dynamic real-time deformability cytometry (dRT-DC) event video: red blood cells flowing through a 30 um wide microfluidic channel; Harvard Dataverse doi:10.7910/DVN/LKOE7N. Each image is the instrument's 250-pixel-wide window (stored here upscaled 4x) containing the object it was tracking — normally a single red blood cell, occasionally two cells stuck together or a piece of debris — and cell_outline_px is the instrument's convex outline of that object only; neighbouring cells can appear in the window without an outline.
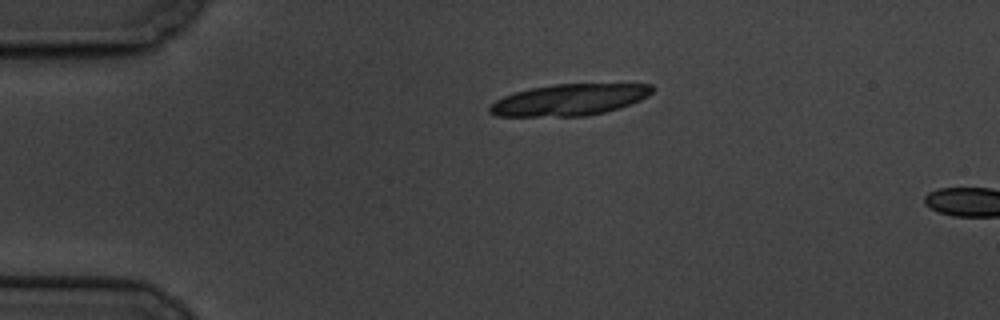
{"species": "common noctule bat (a hibernating species)", "species_latin": "Nyctalus noctula", "temperature_condition": "cold", "stored_images_in_passage": 2, "camera_frame_rate_fps": 3000, "um_per_image_px": 0.085, "animal": {"sex": "male", "body_mass_g": 19.5, "forearm_length_mm": 54.6}, "frame": {"image": 1, "passage_image": 1, "time_ms": 0.0, "image_size_px": [1000, 320], "cell_outline_px": [[656, 88], [648, 96], [640, 100], [620, 108], [604, 112], [584, 116], [496, 116], [488, 112], [488, 108], [496, 100], [504, 96], [516, 92], [532, 88], [552, 84], [652, 84]], "centroid_in_image_um": [48.42, 8.48], "position_along_channel_um": 36.6, "area_um2": 29.71}}